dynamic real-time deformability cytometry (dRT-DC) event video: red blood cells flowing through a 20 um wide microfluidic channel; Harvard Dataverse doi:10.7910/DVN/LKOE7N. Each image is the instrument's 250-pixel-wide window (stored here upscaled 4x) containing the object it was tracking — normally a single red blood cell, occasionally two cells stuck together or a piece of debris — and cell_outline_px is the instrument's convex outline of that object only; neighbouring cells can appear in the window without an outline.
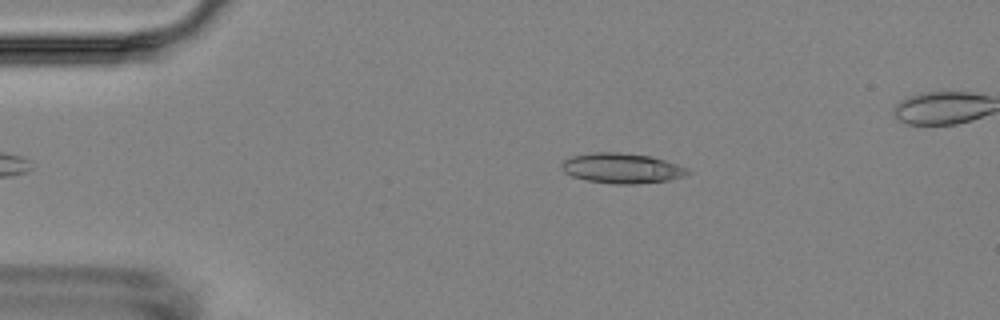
{"species": "Egyptian fruit bat (a non-hibernating species)", "species_latin": "Rousettus aegyptiacus", "temperature_condition": "room temperature", "stored_images_in_passage": 8, "camera_frame_rate_fps": 3000, "um_per_image_px": 0.085, "animal": {"sex": "female"}, "frame": {"image": 1, "passage_image": 2, "time_ms": 1.0, "image_size_px": [1000, 320], "cell_outline_px": [[692, 172], [688, 176], [668, 180], [636, 184], [616, 184], [588, 180], [572, 176], [564, 172], [560, 168], [560, 164], [564, 160], [572, 156], [592, 152], [620, 152], [648, 156], [664, 160], [688, 168]], "centroid_in_image_um": [52.87, 14.3], "position_along_channel_um": 32.1, "area_um2": 22.2}}
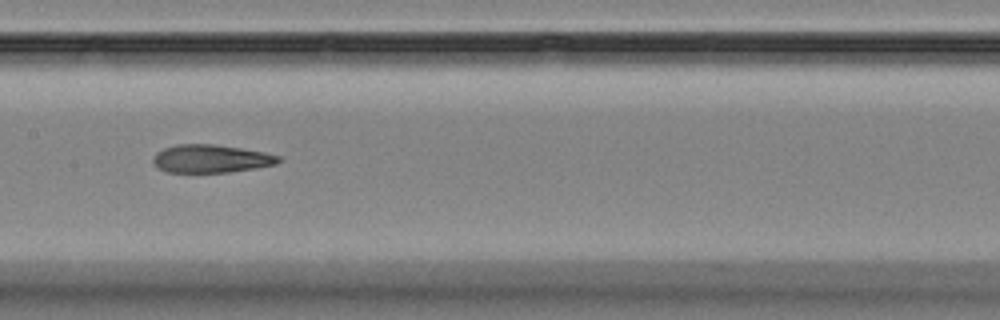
{"frame": {"image": 2, "passage_image": 7, "time_ms": 6.667, "image_size_px": [1000, 320], "cell_outline_px": [[284, 160], [276, 164], [256, 168], [228, 172], [168, 172], [156, 168], [152, 160], [152, 156], [156, 152], [164, 148], [176, 144], [212, 144], [240, 148], [264, 152], [280, 156]], "centroid_in_image_um": [17.92, 13.49], "position_along_channel_um": 189.5, "area_um2": 20.63}}
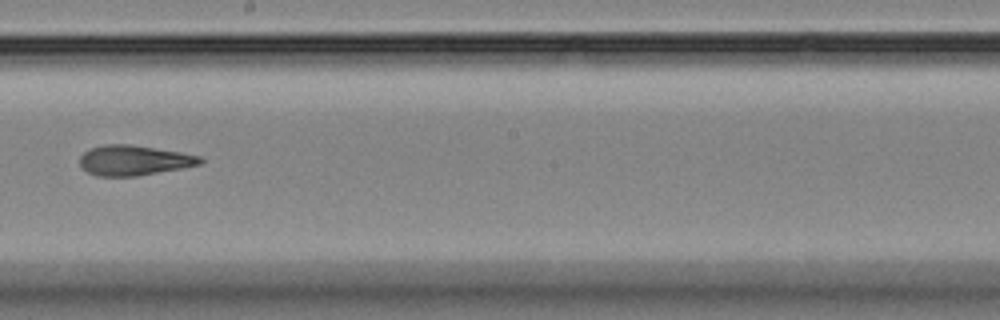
{"frame": {"image": 3, "passage_image": 8, "time_ms": 8.0, "image_size_px": [1000, 320], "cell_outline_px": [[204, 160], [200, 164], [180, 168], [136, 176], [96, 176], [88, 172], [80, 164], [80, 156], [84, 152], [92, 148], [104, 144], [128, 144], [180, 152], [200, 156]], "centroid_in_image_um": [11.36, 13.63], "position_along_channel_um": 236.8, "area_um2": 20.81}}